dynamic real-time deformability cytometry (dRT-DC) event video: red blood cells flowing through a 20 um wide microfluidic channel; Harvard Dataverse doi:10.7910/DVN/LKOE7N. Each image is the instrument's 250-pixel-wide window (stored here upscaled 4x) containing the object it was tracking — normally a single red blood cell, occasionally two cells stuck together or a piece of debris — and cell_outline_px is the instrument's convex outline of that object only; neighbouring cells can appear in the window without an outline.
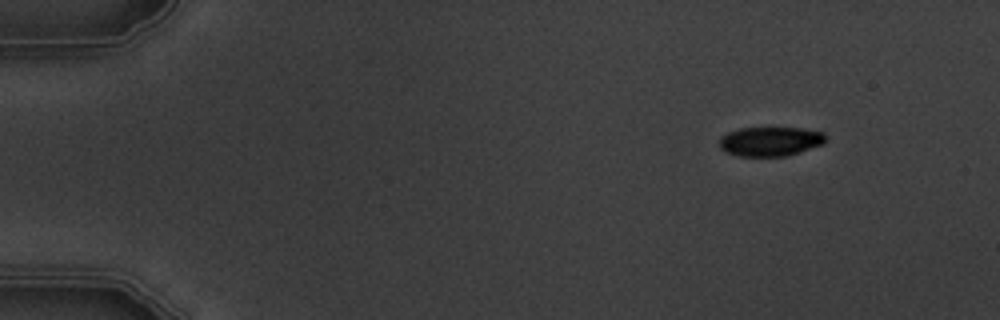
{"species": "common noctule bat (a hibernating species)", "species_latin": "Nyctalus noctula", "temperature_condition": "warm", "stored_images_in_passage": 5, "camera_frame_rate_fps": 3000, "um_per_image_px": 0.085, "animal": {"sex": "male", "body_mass_g": 19.5, "forearm_length_mm": 54.6}, "frame": {"image": 1, "passage_image": 2, "time_ms": 1.333, "image_size_px": [1000, 320], "cell_outline_px": [[824, 144], [800, 152], [784, 156], [740, 156], [728, 152], [720, 148], [720, 136], [728, 132], [740, 128], [804, 128], [824, 132]], "centroid_in_image_um": [65.48, 12.01], "position_along_channel_um": 19.5, "area_um2": 18.09}}
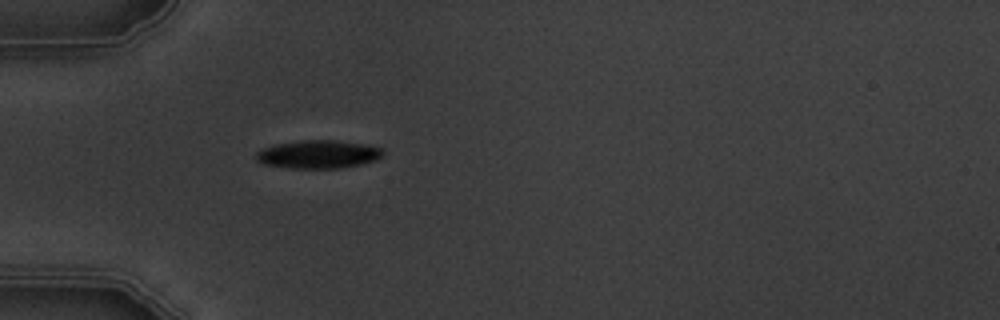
{"frame": {"image": 2, "passage_image": 5, "time_ms": 5.0, "image_size_px": [1000, 320], "cell_outline_px": [[384, 156], [376, 160], [360, 164], [340, 168], [288, 168], [264, 164], [256, 160], [256, 152], [264, 148], [276, 144], [300, 140], [336, 140], [364, 144], [384, 148]], "centroid_in_image_um": [27.08, 13.11], "position_along_channel_um": 57.9, "area_um2": 20.92}}